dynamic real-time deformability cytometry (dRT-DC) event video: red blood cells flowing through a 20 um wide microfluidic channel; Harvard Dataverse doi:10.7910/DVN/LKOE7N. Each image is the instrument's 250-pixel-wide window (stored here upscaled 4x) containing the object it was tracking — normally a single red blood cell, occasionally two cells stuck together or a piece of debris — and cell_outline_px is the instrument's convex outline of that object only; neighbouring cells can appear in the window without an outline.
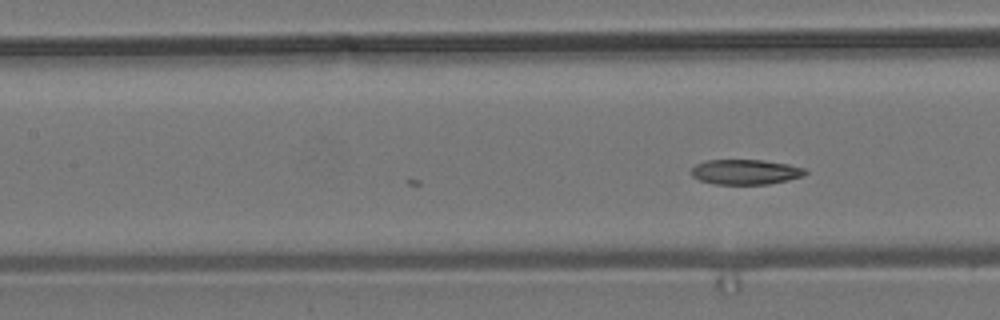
{"species": "common noctule bat (a hibernating species)", "species_latin": "Nyctalus noctula", "temperature_condition": "room temperature", "stored_images_in_passage": 24, "camera_frame_rate_fps": 3000, "um_per_image_px": 0.085, "animal": {"sex": "male", "body_mass_g": 19.2, "forearm_length_mm": 51.8}, "frame": {"image": 1, "passage_image": 24, "time_ms": 7.667, "image_size_px": [1000, 320], "cell_outline_px": [[808, 172], [804, 176], [788, 180], [768, 184], [716, 184], [700, 180], [692, 176], [692, 168], [696, 164], [708, 160], [760, 160], [788, 164], [804, 168]], "centroid_in_image_um": [63.39, 14.62], "position_along_channel_um": 144.0, "area_um2": 16.53}}